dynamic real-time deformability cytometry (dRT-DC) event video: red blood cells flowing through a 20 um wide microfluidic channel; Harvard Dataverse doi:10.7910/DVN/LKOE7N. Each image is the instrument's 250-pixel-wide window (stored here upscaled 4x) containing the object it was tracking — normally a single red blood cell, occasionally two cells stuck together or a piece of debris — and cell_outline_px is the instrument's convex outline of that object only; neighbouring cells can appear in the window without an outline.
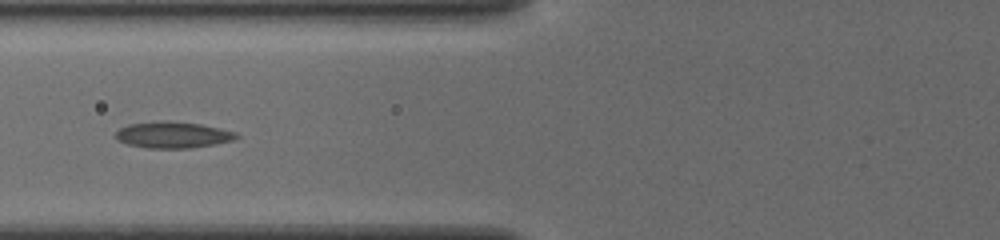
{"species": "common noctule bat (a hibernating species)", "species_latin": "Nyctalus noctula", "temperature_condition": "cold", "stored_images_in_passage": 9, "camera_frame_rate_fps": 3000, "um_per_image_px": 0.085, "animal": {"sex": "female", "body_mass_g": 19.5, "forearm_length_mm": 54.1}, "frame": {"image": 1, "passage_image": 6, "time_ms": 1.667, "image_size_px": [1000, 240], "cell_outline_px": [[240, 136], [232, 140], [192, 148], [148, 148], [128, 144], [116, 140], [116, 132], [120, 128], [128, 124], [160, 120], [168, 120], [200, 124], [220, 128], [236, 132]], "centroid_in_image_um": [14.67, 11.45], "position_along_channel_um": 111.1, "area_um2": 18.55}}